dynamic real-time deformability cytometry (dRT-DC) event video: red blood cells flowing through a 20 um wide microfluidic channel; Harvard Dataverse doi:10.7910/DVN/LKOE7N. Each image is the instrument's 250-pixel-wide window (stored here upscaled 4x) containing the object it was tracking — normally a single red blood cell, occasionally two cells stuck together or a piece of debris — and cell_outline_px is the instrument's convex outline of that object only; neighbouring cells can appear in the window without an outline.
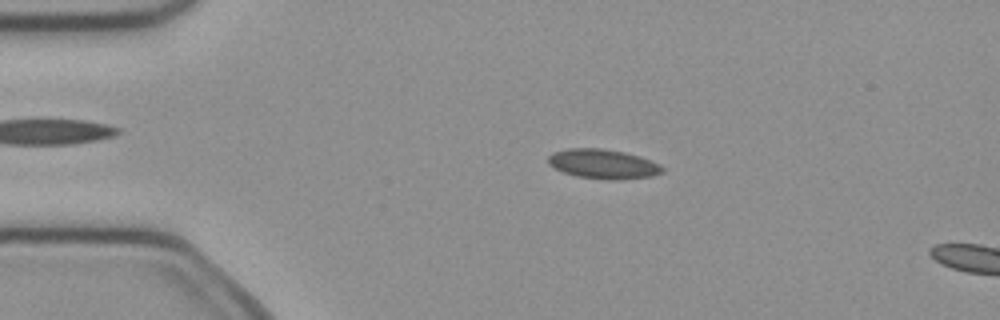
{"species": "common noctule bat (a hibernating species)", "species_latin": "Nyctalus noctula", "temperature_condition": "cold", "stored_images_in_passage": 13, "camera_frame_rate_fps": 3000, "um_per_image_px": 0.085, "animal": {"sex": "female", "body_mass_g": 21.9}, "frame": {"image": 1, "passage_image": 10, "time_ms": 3.0, "image_size_px": [1000, 320], "cell_outline_px": [[664, 172], [652, 176], [620, 180], [612, 180], [576, 176], [564, 172], [548, 164], [548, 156], [552, 152], [568, 148], [600, 148], [624, 152], [640, 156], [660, 164], [664, 168]], "centroid_in_image_um": [51.28, 13.94], "position_along_channel_um": 33.7, "area_um2": 19.71}}